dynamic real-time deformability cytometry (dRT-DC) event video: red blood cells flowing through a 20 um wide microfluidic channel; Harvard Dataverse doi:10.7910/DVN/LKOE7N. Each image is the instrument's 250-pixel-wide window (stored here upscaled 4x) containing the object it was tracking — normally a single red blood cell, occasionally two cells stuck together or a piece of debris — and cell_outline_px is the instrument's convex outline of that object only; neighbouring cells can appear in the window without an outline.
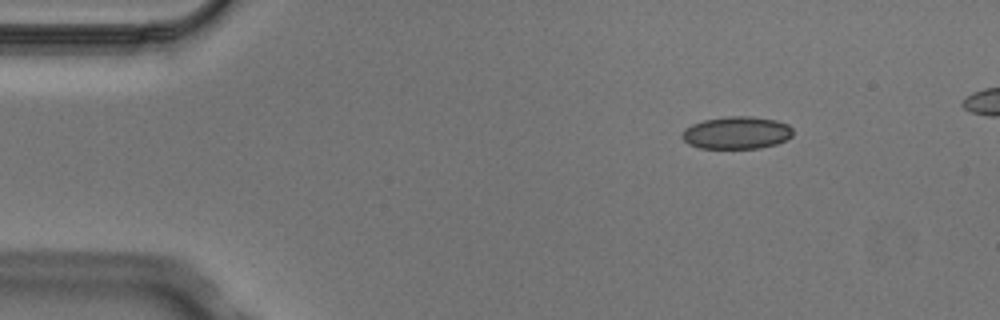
{"species": "Egyptian fruit bat (a non-hibernating species)", "species_latin": "Rousettus aegyptiacus", "temperature_condition": "cold", "stored_images_in_passage": 4, "camera_frame_rate_fps": 3000, "um_per_image_px": 0.085, "animal": {"sex": "male"}, "frame": {"image": 1, "passage_image": 1, "time_ms": 0.0, "image_size_px": [1000, 320], "cell_outline_px": [[792, 136], [776, 144], [760, 148], [700, 148], [688, 144], [680, 136], [684, 128], [692, 124], [704, 120], [728, 116], [752, 116], [776, 120], [788, 124], [792, 128]], "centroid_in_image_um": [62.6, 11.28], "position_along_channel_um": 22.4, "area_um2": 21.04}}